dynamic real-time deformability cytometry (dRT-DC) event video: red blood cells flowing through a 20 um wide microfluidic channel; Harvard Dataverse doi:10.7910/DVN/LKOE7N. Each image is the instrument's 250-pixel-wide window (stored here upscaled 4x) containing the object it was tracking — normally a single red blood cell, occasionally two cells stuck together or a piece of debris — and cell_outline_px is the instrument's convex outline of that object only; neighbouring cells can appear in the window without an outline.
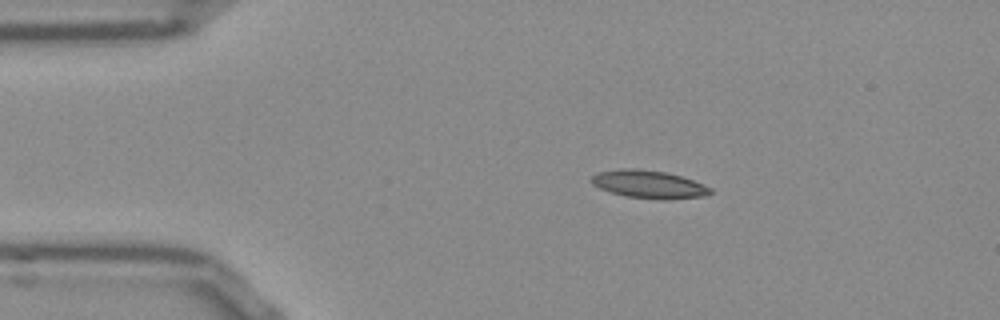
{"species": "Egyptian fruit bat (a non-hibernating species)", "species_latin": "Rousettus aegyptiacus", "temperature_condition": "room temperature", "stored_images_in_passage": 44, "camera_frame_rate_fps": 3000, "um_per_image_px": 0.085, "frame": {"image": 1, "passage_image": 1, "time_ms": 0.0, "image_size_px": [1000, 320], "cell_outline_px": [[712, 192], [704, 196], [664, 200], [624, 196], [600, 188], [592, 184], [592, 176], [596, 172], [624, 168], [636, 168], [664, 172], [680, 176], [704, 184], [712, 188]], "centroid_in_image_um": [55.15, 15.67], "position_along_channel_um": 29.8, "area_um2": 19.25}}
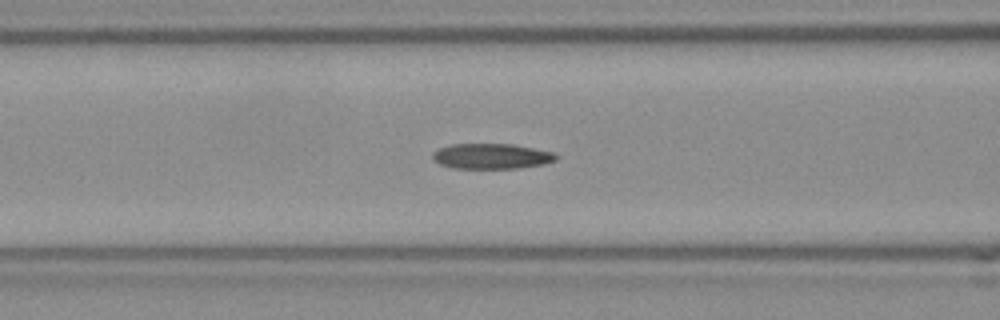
{"frame": {"image": 2, "passage_image": 12, "time_ms": 3.667, "image_size_px": [1000, 320], "cell_outline_px": [[560, 156], [556, 160], [544, 164], [520, 168], [452, 168], [440, 164], [432, 160], [432, 152], [440, 148], [452, 144], [512, 144], [556, 152]], "centroid_in_image_um": [41.81, 13.28], "position_along_channel_um": 124.8, "area_um2": 18.44}}
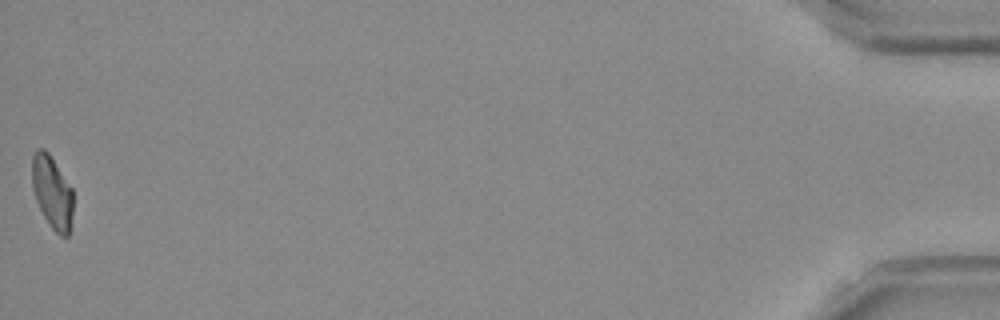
{"frame": {"image": 3, "passage_image": 44, "time_ms": 14.333, "image_size_px": [1000, 320], "cell_outline_px": [[72, 212], [68, 236], [60, 236], [52, 228], [44, 216], [36, 200], [32, 188], [32, 156], [36, 148], [44, 148], [48, 152], [72, 188]], "centroid_in_image_um": [4.41, 16.3], "position_along_channel_um": 430.8, "area_um2": 17.22}, "authors_computed_cell_mechanics": {"area_um2": 18.4382, "velocity_mm_per_s": 3.8372, "shape_relaxation_time_tau1_ms": null, "shape_relaxation_time_tau2_ms": 5.9626, "deformation_change_tau1": null, "deformation_change_tau2": 0.1446}}